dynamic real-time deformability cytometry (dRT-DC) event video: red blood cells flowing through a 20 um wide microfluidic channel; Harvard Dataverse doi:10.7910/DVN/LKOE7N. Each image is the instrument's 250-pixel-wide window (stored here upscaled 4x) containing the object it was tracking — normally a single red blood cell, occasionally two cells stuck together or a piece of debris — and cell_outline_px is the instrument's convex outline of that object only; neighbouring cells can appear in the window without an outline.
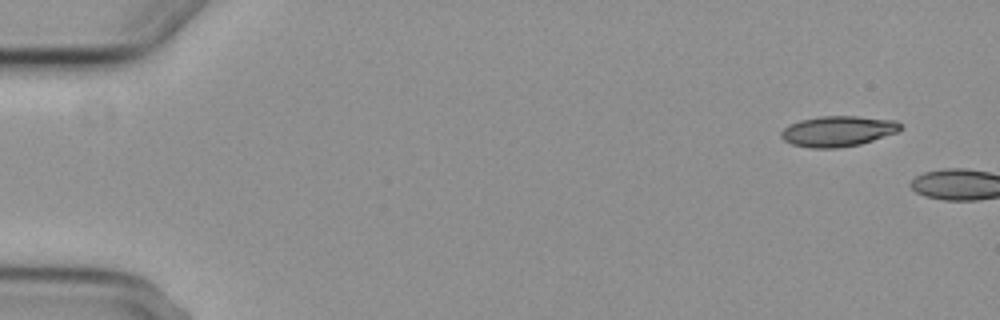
{"species": "common noctule bat (a hibernating species)", "species_latin": "Nyctalus noctula", "temperature_condition": "cold", "stored_images_in_passage": 2, "camera_frame_rate_fps": 3000, "um_per_image_px": 0.085, "animal": {"sex": "female", "body_mass_g": 29.2, "forearm_length_mm": 56.3}, "frame": {"image": 1, "passage_image": 1, "time_ms": 0.0, "image_size_px": [1000, 320], "cell_outline_px": [[900, 128], [896, 132], [860, 144], [836, 148], [812, 148], [792, 144], [784, 140], [780, 136], [780, 132], [784, 128], [800, 120], [820, 116], [856, 116], [896, 120], [900, 124]], "centroid_in_image_um": [71.19, 11.15], "position_along_channel_um": 13.8, "area_um2": 20.98}}